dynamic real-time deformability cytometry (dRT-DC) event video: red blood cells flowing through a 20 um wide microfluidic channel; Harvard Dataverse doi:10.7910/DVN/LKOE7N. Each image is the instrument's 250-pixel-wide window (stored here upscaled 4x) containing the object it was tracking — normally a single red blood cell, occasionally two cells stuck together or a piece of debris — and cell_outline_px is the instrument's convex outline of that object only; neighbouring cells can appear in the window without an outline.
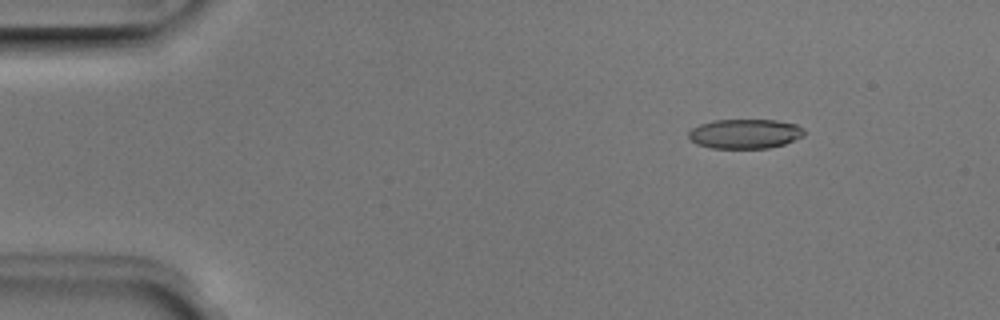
{"species": "Egyptian fruit bat (a non-hibernating species)", "species_latin": "Rousettus aegyptiacus", "temperature_condition": "room temperature", "stored_images_in_passage": 51, "camera_frame_rate_fps": 3000, "um_per_image_px": 0.085, "animal": {"sex": "male"}, "frame": {"image": 1, "passage_image": 7, "time_ms": 2.0, "image_size_px": [1000, 320], "cell_outline_px": [[804, 136], [784, 144], [768, 148], [712, 148], [696, 144], [688, 136], [688, 132], [692, 128], [700, 124], [716, 120], [776, 120], [796, 124], [804, 128]], "centroid_in_image_um": [63.33, 11.37], "position_along_channel_um": 21.7, "area_um2": 19.88}}
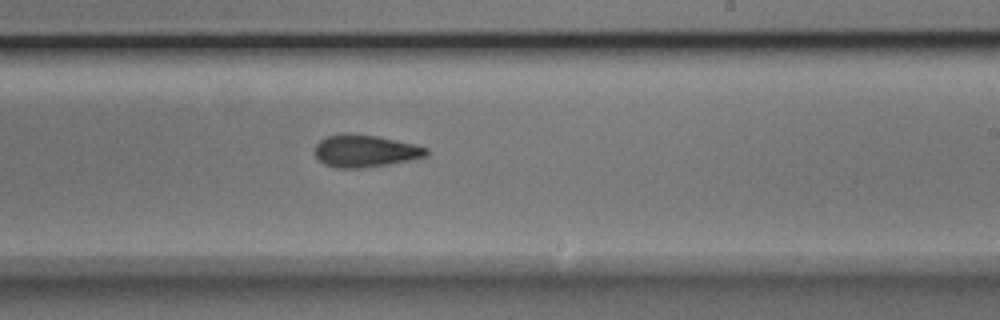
{"frame": {"image": 2, "passage_image": 31, "time_ms": 10.0, "image_size_px": [1000, 320], "cell_outline_px": [[428, 156], [388, 164], [360, 168], [336, 168], [324, 164], [316, 156], [316, 144], [320, 140], [328, 136], [344, 132], [348, 132], [376, 136], [416, 144], [428, 148]], "centroid_in_image_um": [31.04, 12.82], "position_along_channel_um": 258.0, "area_um2": 20.98}}
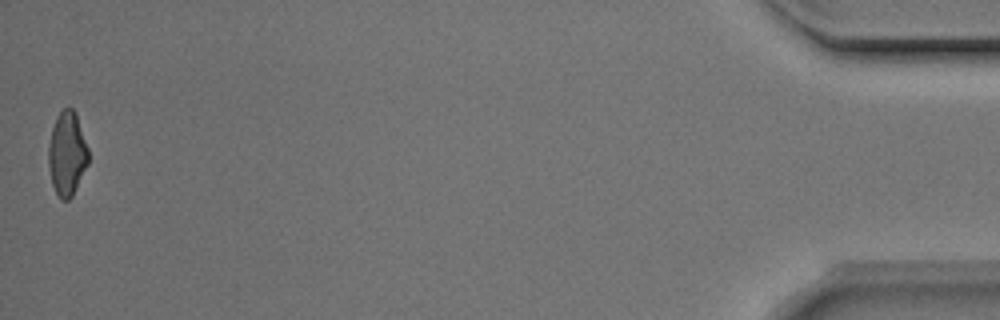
{"frame": {"image": 3, "passage_image": 51, "time_ms": 16.667, "image_size_px": [1000, 320], "cell_outline_px": [[88, 164], [72, 196], [68, 200], [60, 200], [52, 184], [48, 164], [48, 148], [52, 128], [56, 116], [64, 108], [72, 108], [76, 112], [88, 148]], "centroid_in_image_um": [5.7, 13.06], "position_along_channel_um": 429.5, "area_um2": 19.54}, "authors_computed_cell_mechanics": {"area_um2": 20.9236, "velocity_mm_per_s": 3.9769, "shape_relaxation_time_tau1_ms": 4.5451, "shape_relaxation_time_tau2_ms": 2.4519, "deformation_change_tau1": 0.1333, "deformation_change_tau2": 0.101}}